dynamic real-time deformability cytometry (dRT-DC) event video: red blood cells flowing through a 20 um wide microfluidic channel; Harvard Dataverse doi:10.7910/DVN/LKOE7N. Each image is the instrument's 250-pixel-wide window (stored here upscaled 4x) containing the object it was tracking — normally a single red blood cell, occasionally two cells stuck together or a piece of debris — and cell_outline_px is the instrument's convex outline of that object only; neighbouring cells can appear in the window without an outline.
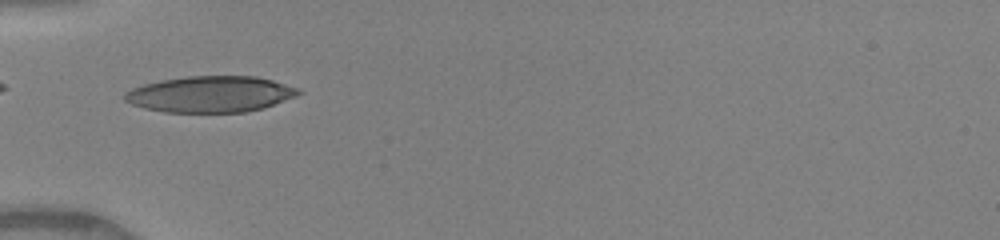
{"species": "human", "species_latin": "Homo sapiens", "temperature_condition": "warm", "stored_images_in_passage": 33, "camera_frame_rate_fps": 3000, "um_per_image_px": 0.085, "donor": {"sex": "female"}, "frame": {"image": 1, "passage_image": 1, "time_ms": 0.0, "image_size_px": [1000, 240], "cell_outline_px": [[304, 92], [296, 96], [264, 108], [244, 112], [164, 112], [144, 108], [132, 104], [124, 100], [124, 92], [132, 88], [144, 84], [160, 80], [184, 76], [256, 76], [272, 80], [300, 88]], "centroid_in_image_um": [17.9, 8.0], "position_along_channel_um": 67.1, "area_um2": 36.82}, "authors_computed_cell_mechanics": {"area_um2": 35.3736, "velocity_mm_per_s": 4.1277, "shape_relaxation_time_tau1_ms": 5.3635, "shape_relaxation_time_tau2_ms": null, "deformation_change_tau1": 0.2382, "deformation_change_tau2": null}}